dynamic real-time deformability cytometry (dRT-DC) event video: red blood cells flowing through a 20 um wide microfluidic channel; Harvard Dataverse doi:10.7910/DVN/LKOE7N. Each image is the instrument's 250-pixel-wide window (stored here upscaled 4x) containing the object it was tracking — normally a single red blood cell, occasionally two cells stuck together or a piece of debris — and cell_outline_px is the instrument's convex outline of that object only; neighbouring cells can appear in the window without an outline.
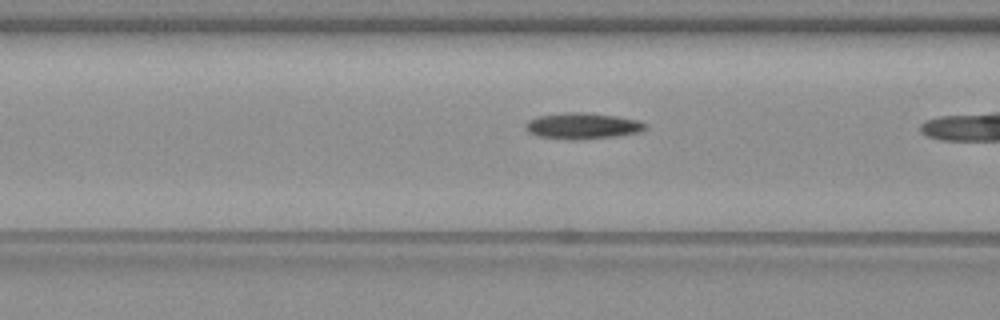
{"species": "common noctule bat (a hibernating species)", "species_latin": "Nyctalus noctula", "temperature_condition": "warm", "stored_images_in_passage": 35, "camera_frame_rate_fps": 3000, "um_per_image_px": 0.085, "animal": {"sex": "female", "body_mass_g": 19.3, "forearm_length_mm": 54.1}, "frame": {"image": 1, "passage_image": 20, "time_ms": 6.333, "image_size_px": [1000, 320], "cell_outline_px": [[648, 128], [644, 132], [616, 136], [580, 140], [576, 140], [540, 136], [528, 132], [524, 128], [524, 124], [528, 120], [536, 116], [564, 112], [584, 112], [616, 116], [640, 120], [648, 124]], "centroid_in_image_um": [49.56, 10.69], "position_along_channel_um": 117.0, "area_um2": 18.61}}